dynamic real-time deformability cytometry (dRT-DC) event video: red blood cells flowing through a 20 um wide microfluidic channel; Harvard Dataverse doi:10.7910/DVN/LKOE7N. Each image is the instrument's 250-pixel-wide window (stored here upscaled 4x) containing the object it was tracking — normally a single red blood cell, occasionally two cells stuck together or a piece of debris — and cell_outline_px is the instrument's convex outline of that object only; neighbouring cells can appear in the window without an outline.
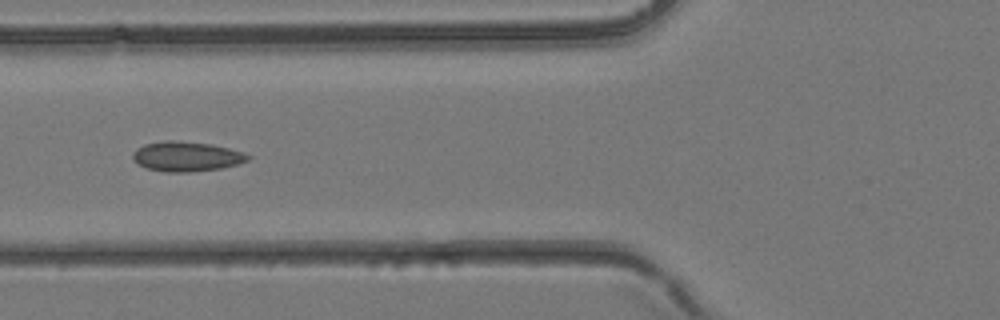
{"species": "common noctule bat (a hibernating species)", "species_latin": "Nyctalus noctula", "temperature_condition": "room temperature", "stored_images_in_passage": 5, "camera_frame_rate_fps": 3000, "um_per_image_px": 0.085, "animal": {"sex": "female", "body_mass_g": 24.6, "forearm_length_mm": 56.2}, "frame": {"image": 1, "passage_image": 5, "time_ms": 1.333, "image_size_px": [1000, 320], "cell_outline_px": [[252, 156], [248, 160], [236, 164], [220, 168], [188, 172], [164, 172], [148, 168], [140, 164], [132, 156], [132, 152], [136, 148], [144, 144], [164, 140], [172, 140], [212, 144], [244, 152]], "centroid_in_image_um": [15.85, 13.28], "position_along_channel_um": 109.9, "area_um2": 19.88}}